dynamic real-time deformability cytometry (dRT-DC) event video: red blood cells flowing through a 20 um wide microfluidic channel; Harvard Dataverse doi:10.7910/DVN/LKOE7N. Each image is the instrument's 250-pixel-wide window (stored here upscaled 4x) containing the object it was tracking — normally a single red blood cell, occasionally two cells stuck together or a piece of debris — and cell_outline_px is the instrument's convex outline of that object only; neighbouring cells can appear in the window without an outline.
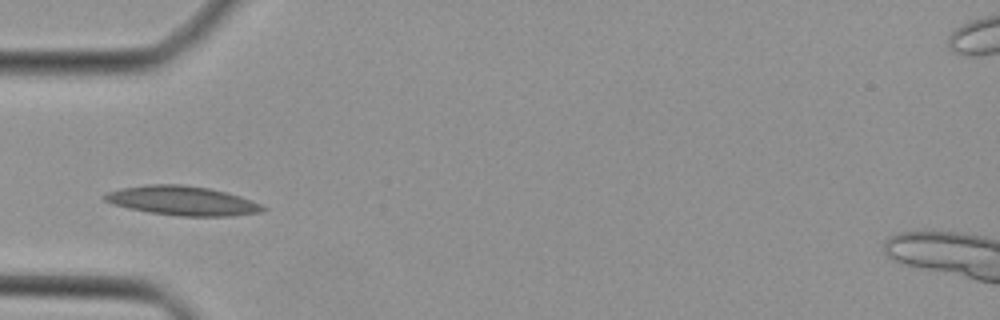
{"species": "Egyptian fruit bat (a non-hibernating species)", "species_latin": "Rousettus aegyptiacus", "temperature_condition": "cold", "stored_images_in_passage": 33, "camera_frame_rate_fps": 3000, "um_per_image_px": 0.085, "animal": {"sex": "female"}, "frame": {"image": 1, "passage_image": 2, "time_ms": 0.333, "image_size_px": [1000, 320], "cell_outline_px": [[268, 208], [260, 212], [232, 216], [180, 216], [148, 212], [128, 208], [112, 204], [104, 200], [104, 196], [108, 192], [120, 188], [148, 184], [184, 184], [208, 188], [240, 196], [252, 200]], "centroid_in_image_um": [15.5, 17.06], "position_along_channel_um": 69.5, "area_um2": 26.93}}
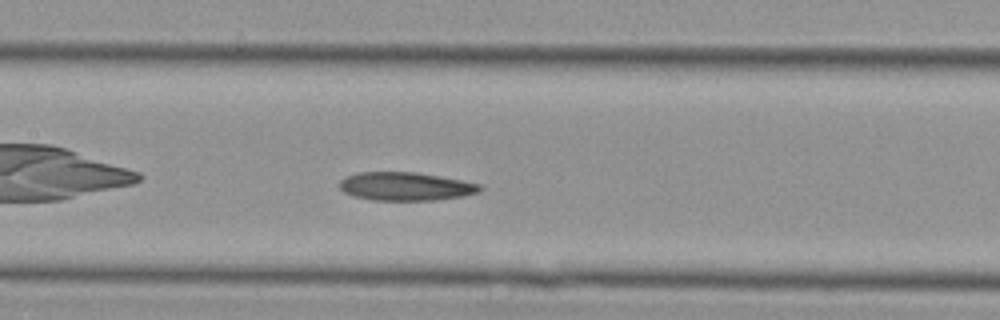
{"frame": {"image": 2, "passage_image": 9, "time_ms": 2.667, "image_size_px": [1000, 320], "cell_outline_px": [[484, 188], [480, 192], [464, 196], [436, 200], [372, 200], [352, 196], [344, 192], [340, 188], [340, 180], [344, 176], [360, 172], [416, 172], [460, 180], [480, 184]], "centroid_in_image_um": [34.47, 15.85], "position_along_channel_um": 172.9, "area_um2": 23.29}}
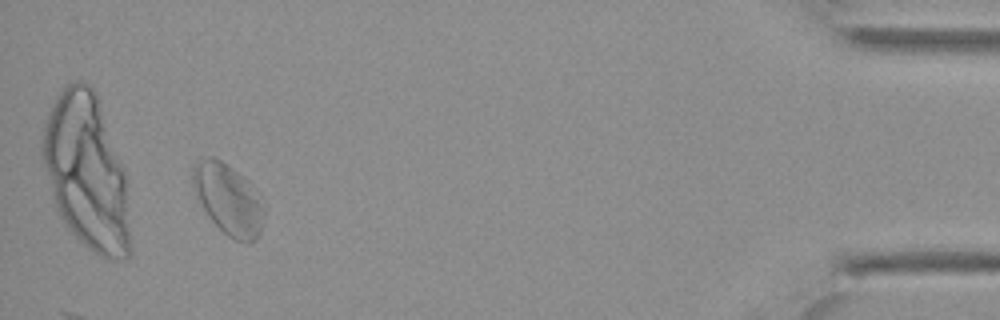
{"frame": {"image": 3, "passage_image": 30, "time_ms": 9.667, "image_size_px": [1000, 320], "cell_outline_px": [[264, 216], [260, 232], [256, 240], [248, 244], [244, 244], [228, 236], [208, 216], [192, 184], [192, 168], [200, 160], [208, 156], [212, 156], [220, 160], [232, 168], [240, 176], [264, 212]], "centroid_in_image_um": [19.34, 16.99], "position_along_channel_um": 415.9, "area_um2": 27.8}}